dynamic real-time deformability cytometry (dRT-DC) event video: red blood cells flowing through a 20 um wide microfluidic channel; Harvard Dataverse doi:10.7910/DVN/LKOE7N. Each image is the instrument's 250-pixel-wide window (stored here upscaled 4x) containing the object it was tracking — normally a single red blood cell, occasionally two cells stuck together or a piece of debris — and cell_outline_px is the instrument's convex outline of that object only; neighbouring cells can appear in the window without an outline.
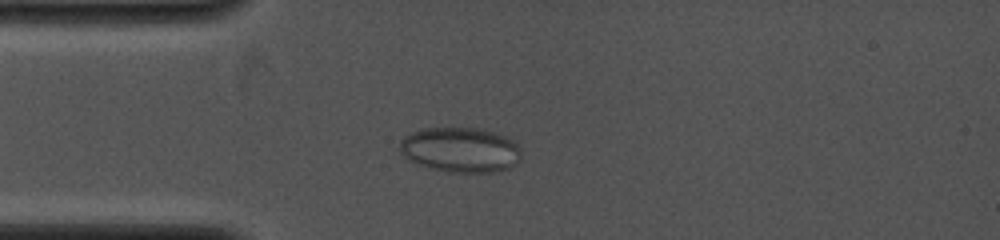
{"species": "common noctule bat (a hibernating species)", "species_latin": "Nyctalus noctula", "temperature_condition": "cold", "stored_images_in_passage": 65, "camera_frame_rate_fps": 4000, "um_per_image_px": 0.085, "animal": {"sex": "female", "body_mass_g": 19.0, "forearm_length_mm": 53.3}, "frame": {"image": 1, "passage_image": 14, "time_ms": 3.5, "image_size_px": [1000, 240], "cell_outline_px": [[520, 160], [516, 164], [508, 168], [492, 172], [448, 172], [432, 168], [408, 160], [400, 152], [400, 140], [404, 136], [412, 132], [424, 128], [480, 128], [508, 136], [520, 148]], "centroid_in_image_um": [39.14, 12.72], "position_along_channel_um": 45.9, "area_um2": 31.91}}
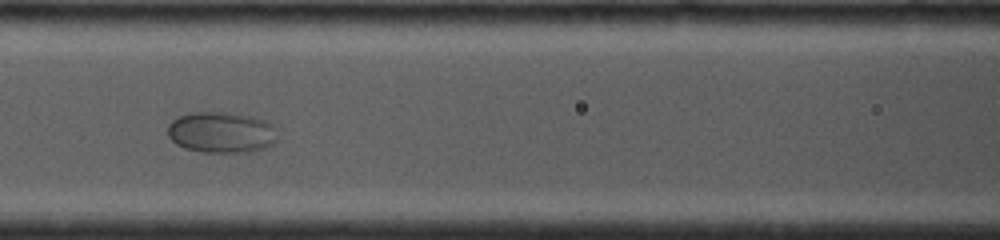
{"frame": {"image": 2, "passage_image": 25, "time_ms": 6.25, "image_size_px": [1000, 240], "cell_outline_px": [[276, 140], [272, 144], [264, 148], [248, 152], [204, 152], [184, 148], [176, 144], [168, 136], [168, 124], [172, 120], [180, 116], [192, 112], [224, 112], [252, 116], [268, 120], [272, 124]], "centroid_in_image_um": [18.8, 11.24], "position_along_channel_um": 147.8, "area_um2": 26.24}}
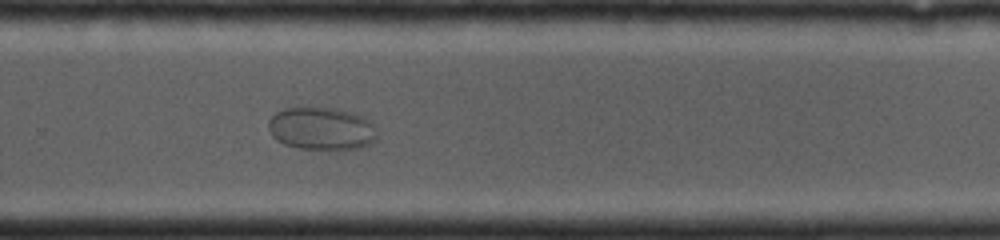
{"frame": {"image": 3, "passage_image": 41, "time_ms": 10.0, "image_size_px": [1000, 240], "cell_outline_px": [[376, 140], [372, 144], [356, 148], [300, 148], [284, 144], [276, 140], [272, 136], [268, 128], [268, 120], [276, 112], [284, 108], [308, 104], [336, 108], [356, 112], [372, 120], [376, 136]], "centroid_in_image_um": [27.31, 10.85], "position_along_channel_um": 302.5, "area_um2": 27.86}}